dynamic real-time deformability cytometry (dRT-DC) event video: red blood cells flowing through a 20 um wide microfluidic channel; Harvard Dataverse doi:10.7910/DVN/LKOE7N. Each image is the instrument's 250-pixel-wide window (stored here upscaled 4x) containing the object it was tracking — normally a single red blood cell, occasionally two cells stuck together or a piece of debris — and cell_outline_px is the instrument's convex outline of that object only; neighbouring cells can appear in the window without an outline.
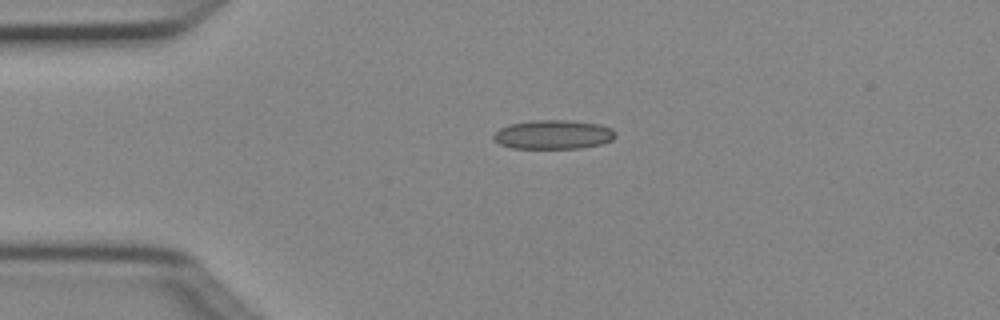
{"species": "Egyptian fruit bat (a non-hibernating species)", "species_latin": "Rousettus aegyptiacus", "temperature_condition": "cold", "stored_images_in_passage": 2, "camera_frame_rate_fps": 3000, "um_per_image_px": 0.085, "animal": {"sex": "female"}, "frame": {"image": 1, "passage_image": 1, "time_ms": 0.0, "image_size_px": [1000, 320], "cell_outline_px": [[616, 136], [612, 140], [600, 144], [580, 148], [512, 148], [500, 144], [492, 136], [500, 128], [508, 124], [532, 120], [564, 120], [600, 124], [612, 128], [616, 132]], "centroid_in_image_um": [47.04, 11.43], "position_along_channel_um": 38.0, "area_um2": 20.63}}